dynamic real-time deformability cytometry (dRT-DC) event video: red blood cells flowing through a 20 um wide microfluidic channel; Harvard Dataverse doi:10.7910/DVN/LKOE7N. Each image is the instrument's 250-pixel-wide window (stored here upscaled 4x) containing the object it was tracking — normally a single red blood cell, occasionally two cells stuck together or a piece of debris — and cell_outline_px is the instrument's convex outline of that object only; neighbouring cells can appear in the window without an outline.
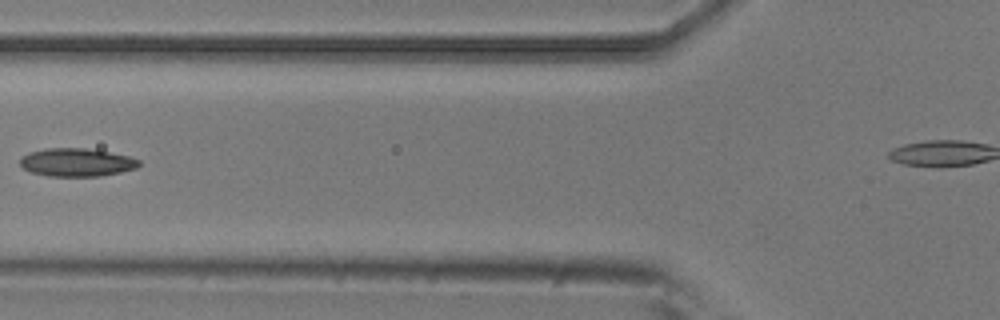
{"species": "common noctule bat (a hibernating species)", "species_latin": "Nyctalus noctula", "temperature_condition": "room temperature", "stored_images_in_passage": 8, "segment_of_instrument_passage": [1, 2], "camera_frame_rate_fps": 3000, "um_per_image_px": 0.085, "animal": {"sex": "male", "body_mass_g": 20.5, "forearm_length_mm": 52.5}, "frame": {"image": 1, "passage_image": 5, "time_ms": 1.333, "image_size_px": [1000, 320], "cell_outline_px": [[140, 164], [136, 168], [120, 172], [100, 176], [48, 176], [32, 172], [24, 168], [20, 164], [20, 156], [28, 152], [44, 148], [84, 148], [108, 152], [128, 156], [140, 160]], "centroid_in_image_um": [6.48, 13.79], "position_along_channel_um": 119.3, "area_um2": 19.48}}
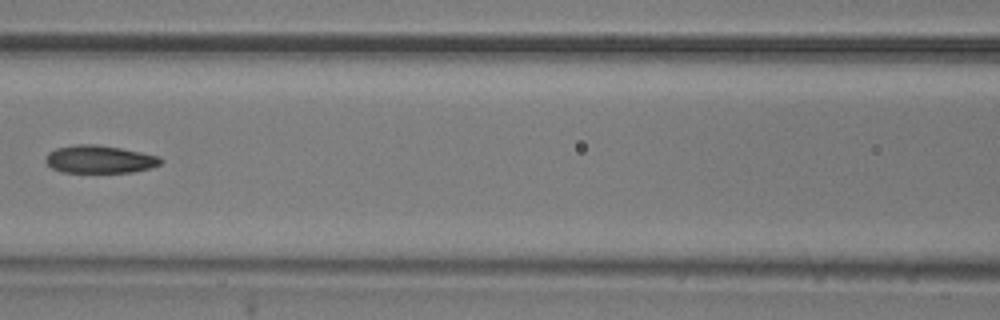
{"frame": {"image": 2, "passage_image": 6, "time_ms": 1.667, "image_size_px": [1000, 320], "cell_outline_px": [[164, 160], [160, 164], [148, 168], [132, 172], [60, 172], [52, 168], [44, 160], [48, 152], [56, 148], [76, 144], [96, 144], [120, 148], [140, 152], [156, 156]], "centroid_in_image_um": [8.41, 13.53], "position_along_channel_um": 158.2, "area_um2": 18.5}}
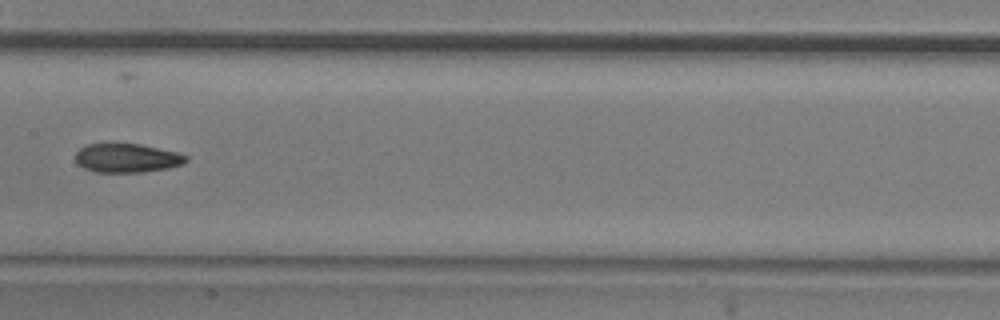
{"frame": {"image": 3, "passage_image": 7, "time_ms": 2.0, "image_size_px": [1000, 320], "cell_outline_px": [[188, 160], [184, 164], [168, 168], [144, 172], [96, 172], [84, 168], [76, 164], [76, 152], [80, 148], [88, 144], [140, 144], [176, 152], [188, 156]], "centroid_in_image_um": [10.8, 13.44], "position_along_channel_um": 196.6, "area_um2": 18.61}}